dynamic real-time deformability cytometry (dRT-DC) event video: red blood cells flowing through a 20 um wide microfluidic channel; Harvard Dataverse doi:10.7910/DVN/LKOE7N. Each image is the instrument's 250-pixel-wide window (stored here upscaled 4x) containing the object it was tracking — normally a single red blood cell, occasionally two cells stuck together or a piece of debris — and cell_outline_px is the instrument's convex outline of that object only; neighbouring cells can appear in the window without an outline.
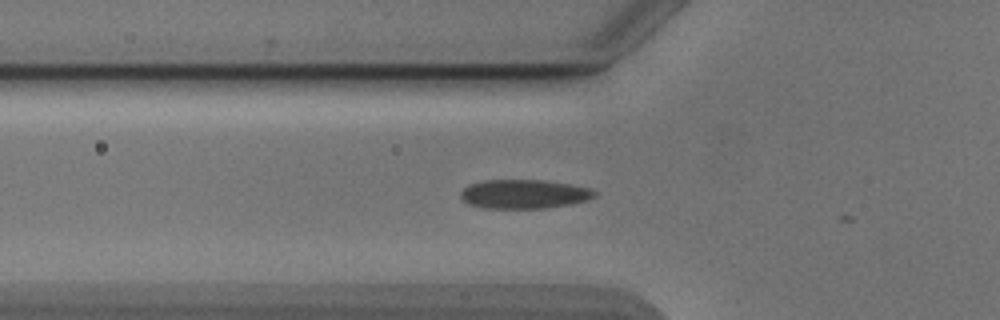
{"species": "Egyptian fruit bat (a non-hibernating species)", "species_latin": "Rousettus aegyptiacus", "temperature_condition": "cold", "stored_images_in_passage": 7, "camera_frame_rate_fps": 3000, "um_per_image_px": 0.085, "animal": {"sex": "male"}, "frame": {"image": 1, "passage_image": 2, "time_ms": 0.333, "image_size_px": [1000, 320], "cell_outline_px": [[596, 196], [588, 200], [572, 204], [544, 208], [480, 208], [468, 204], [460, 200], [460, 192], [468, 184], [484, 180], [544, 180], [572, 184], [588, 188], [596, 192]], "centroid_in_image_um": [44.51, 16.5], "position_along_channel_um": 81.3, "area_um2": 22.95}}
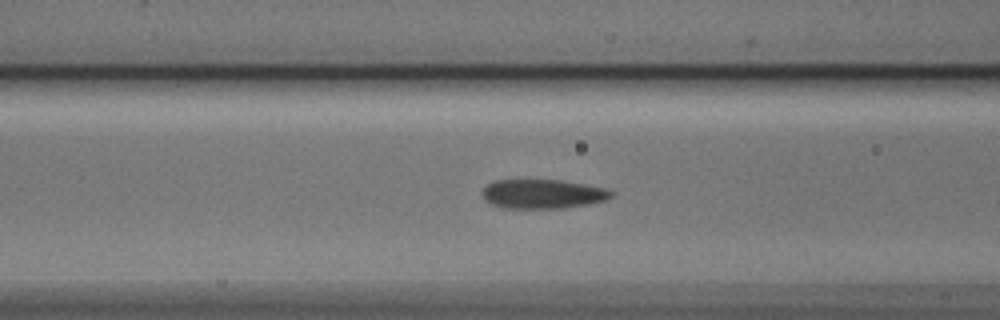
{"frame": {"image": 2, "passage_image": 5, "time_ms": 1.333, "image_size_px": [1000, 320], "cell_outline_px": [[616, 192], [608, 200], [588, 204], [564, 208], [504, 208], [492, 204], [484, 200], [480, 192], [488, 184], [496, 180], [560, 180], [584, 184], [604, 188]], "centroid_in_image_um": [46.14, 16.49], "position_along_channel_um": 120.5, "area_um2": 22.08}}